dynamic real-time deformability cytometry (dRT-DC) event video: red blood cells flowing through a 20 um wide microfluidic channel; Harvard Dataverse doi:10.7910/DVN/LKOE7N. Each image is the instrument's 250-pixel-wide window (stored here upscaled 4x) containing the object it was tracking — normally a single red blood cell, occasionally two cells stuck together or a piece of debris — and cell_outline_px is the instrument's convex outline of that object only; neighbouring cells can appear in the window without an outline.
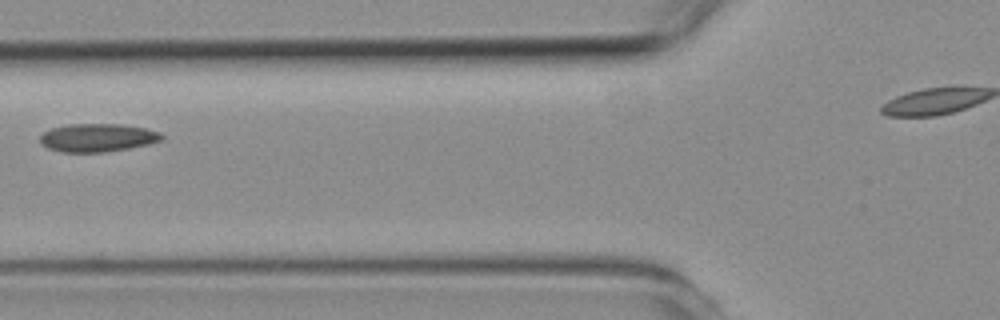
{"species": "common noctule bat (a hibernating species)", "species_latin": "Nyctalus noctula", "temperature_condition": "room temperature", "stored_images_in_passage": 3, "segment_of_instrument_passage": [1, 2], "camera_frame_rate_fps": 3000, "um_per_image_px": 0.085, "animal": {"sex": "female", "body_mass_g": 19.3, "forearm_length_mm": 54.1}, "frame": {"image": 1, "passage_image": 2, "time_ms": 1.333, "image_size_px": [1000, 320], "cell_outline_px": [[164, 140], [148, 144], [128, 148], [104, 152], [60, 152], [48, 148], [40, 144], [40, 136], [44, 132], [52, 128], [68, 124], [120, 124], [144, 128], [160, 132], [164, 136]], "centroid_in_image_um": [8.29, 11.7], "position_along_channel_um": 117.5, "area_um2": 20.0}}